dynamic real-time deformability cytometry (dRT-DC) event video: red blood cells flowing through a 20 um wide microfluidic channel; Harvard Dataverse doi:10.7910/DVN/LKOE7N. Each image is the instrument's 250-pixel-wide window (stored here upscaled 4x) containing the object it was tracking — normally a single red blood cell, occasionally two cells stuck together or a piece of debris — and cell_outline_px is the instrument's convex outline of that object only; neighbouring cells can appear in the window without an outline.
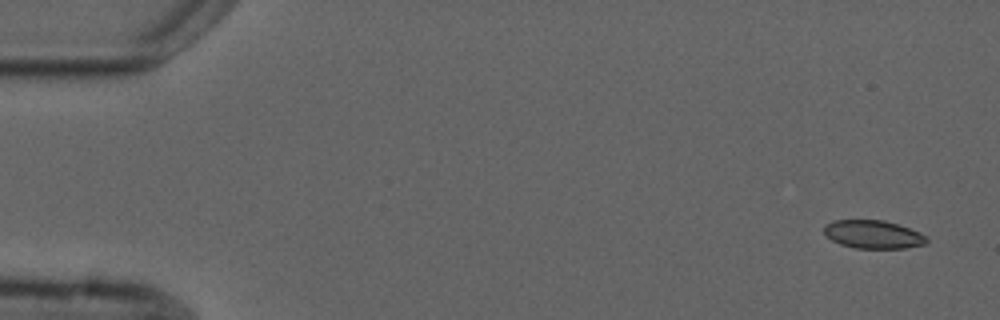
{"species": "common noctule bat (a hibernating species)", "species_latin": "Nyctalus noctula", "temperature_condition": "cold", "stored_images_in_passage": 10, "camera_frame_rate_fps": 3000, "um_per_image_px": 0.085, "animal": {"sex": "male", "forearm_length_mm": 52.5}, "frame": {"image": 1, "passage_image": 1, "time_ms": 0.0, "image_size_px": [1000, 320], "cell_outline_px": [[928, 240], [924, 244], [904, 248], [856, 248], [840, 244], [824, 236], [824, 224], [832, 220], [884, 220], [920, 232], [928, 236]], "centroid_in_image_um": [74.18, 19.92], "position_along_channel_um": 10.8, "area_um2": 16.94}}
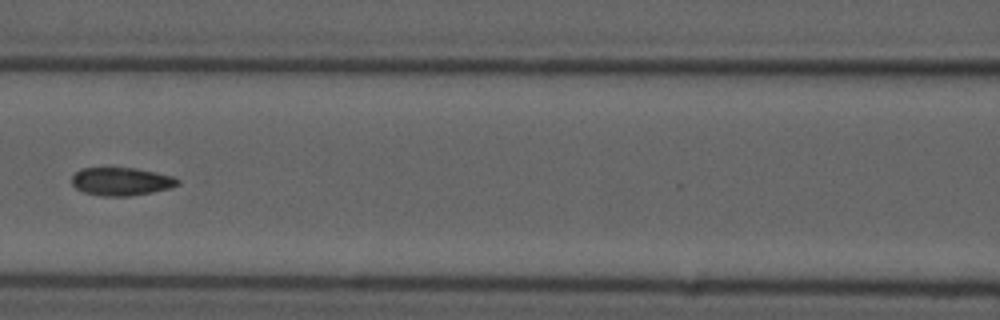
{"frame": {"image": 2, "passage_image": 6, "time_ms": 7.333, "image_size_px": [1000, 320], "cell_outline_px": [[180, 184], [172, 188], [152, 192], [128, 196], [104, 196], [84, 192], [76, 188], [72, 184], [72, 176], [80, 168], [136, 168], [156, 172], [172, 176], [180, 180]], "centroid_in_image_um": [10.33, 15.42], "position_along_channel_um": 156.3, "area_um2": 17.34}}
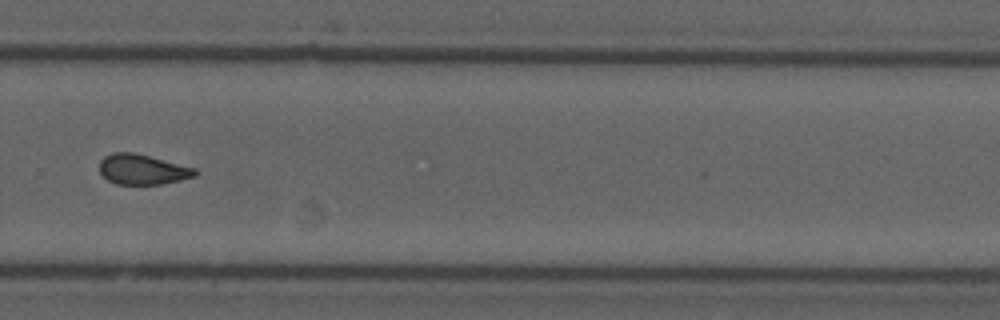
{"frame": {"image": 3, "passage_image": 10, "time_ms": 11.667, "image_size_px": [1000, 320], "cell_outline_px": [[200, 172], [196, 176], [180, 180], [160, 184], [116, 184], [108, 180], [100, 172], [100, 160], [104, 156], [112, 152], [132, 152], [196, 168]], "centroid_in_image_um": [12.12, 14.4], "position_along_channel_um": 317.7, "area_um2": 16.76}}